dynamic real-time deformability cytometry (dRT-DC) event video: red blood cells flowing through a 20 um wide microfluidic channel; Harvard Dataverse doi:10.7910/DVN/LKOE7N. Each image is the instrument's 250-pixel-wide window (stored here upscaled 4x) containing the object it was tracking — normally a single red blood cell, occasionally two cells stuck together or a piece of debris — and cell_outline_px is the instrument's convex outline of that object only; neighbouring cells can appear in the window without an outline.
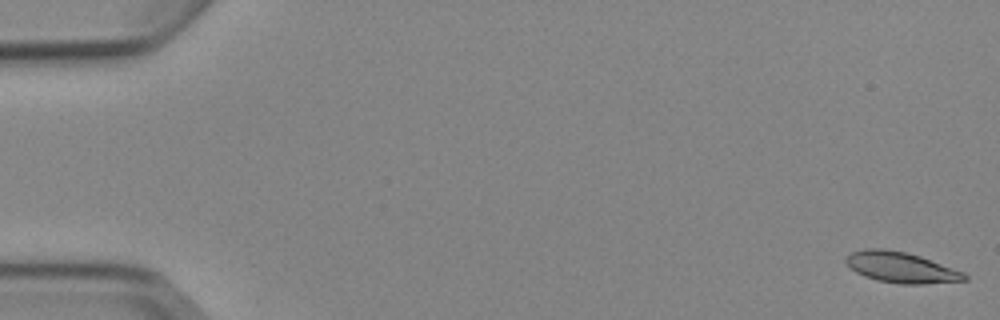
{"species": "Egyptian fruit bat (a non-hibernating species)", "species_latin": "Rousettus aegyptiacus", "temperature_condition": "cold", "stored_images_in_passage": 9, "camera_frame_rate_fps": 3000, "um_per_image_px": 0.085, "animal": {"sex": "female"}, "frame": {"image": 1, "passage_image": 1, "time_ms": 0.0, "image_size_px": [1000, 320], "cell_outline_px": [[968, 280], [924, 284], [900, 284], [876, 280], [864, 276], [856, 272], [844, 260], [852, 252], [864, 248], [884, 248], [908, 252], [920, 256], [964, 272], [968, 276]], "centroid_in_image_um": [76.6, 22.73], "position_along_channel_um": 8.4, "area_um2": 21.27}}
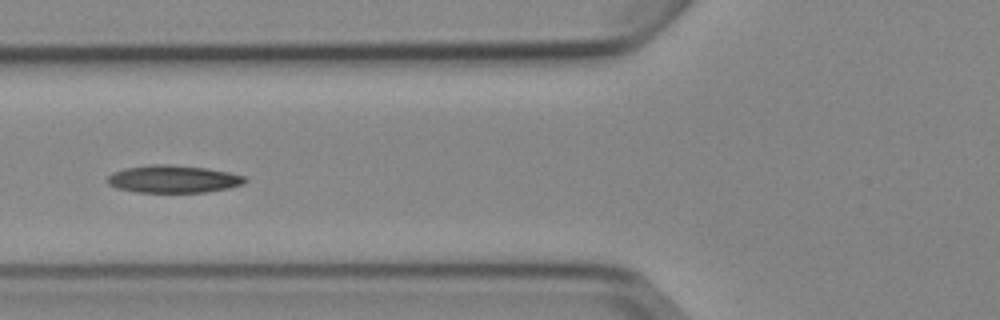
{"frame": {"image": 2, "passage_image": 6, "time_ms": 6.667, "image_size_px": [1000, 320], "cell_outline_px": [[248, 180], [244, 184], [228, 188], [204, 192], [136, 192], [116, 188], [108, 184], [108, 176], [112, 172], [124, 168], [152, 164], [168, 164], [204, 168], [228, 172], [248, 176]], "centroid_in_image_um": [14.74, 15.22], "position_along_channel_um": 111.1, "area_um2": 22.14}}
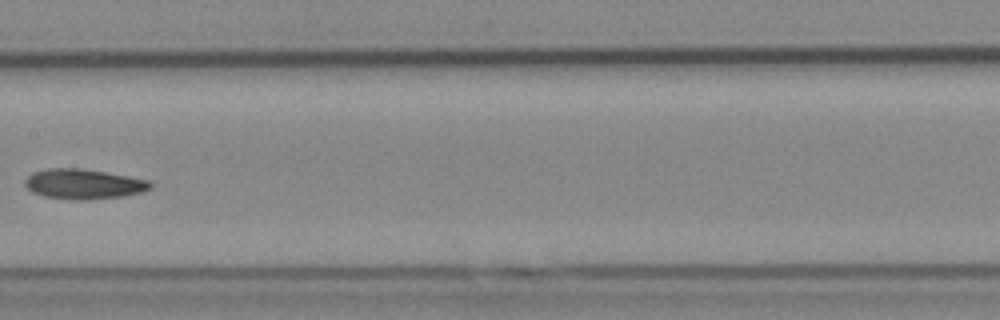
{"frame": {"image": 3, "passage_image": 8, "time_ms": 9.0, "image_size_px": [1000, 320], "cell_outline_px": [[152, 188], [144, 192], [124, 196], [88, 200], [72, 200], [44, 196], [32, 192], [24, 184], [24, 180], [32, 172], [48, 168], [80, 168], [128, 176], [148, 180], [152, 184]], "centroid_in_image_um": [7.1, 15.65], "position_along_channel_um": 200.3, "area_um2": 22.08}}